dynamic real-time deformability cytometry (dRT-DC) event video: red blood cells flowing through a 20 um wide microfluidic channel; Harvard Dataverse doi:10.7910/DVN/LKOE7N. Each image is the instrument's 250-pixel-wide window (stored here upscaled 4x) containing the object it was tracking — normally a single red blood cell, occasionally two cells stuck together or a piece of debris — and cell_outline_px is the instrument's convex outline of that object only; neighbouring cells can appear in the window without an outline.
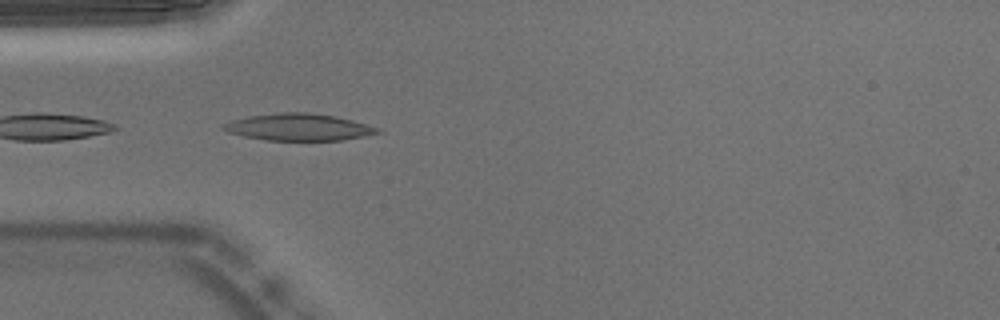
{"species": "Egyptian fruit bat (a non-hibernating species)", "species_latin": "Rousettus aegyptiacus", "temperature_condition": "warm", "stored_images_in_passage": 5, "camera_frame_rate_fps": 3000, "um_per_image_px": 0.085, "animal": {"sex": "male"}, "frame": {"image": 1, "passage_image": 2, "time_ms": 0.333, "image_size_px": [1000, 320], "cell_outline_px": [[384, 132], [364, 136], [340, 140], [268, 140], [244, 136], [228, 132], [220, 128], [224, 124], [232, 120], [248, 116], [280, 112], [308, 112], [336, 116], [352, 120], [380, 128]], "centroid_in_image_um": [25.41, 10.8], "position_along_channel_um": 59.6, "area_um2": 24.16}}